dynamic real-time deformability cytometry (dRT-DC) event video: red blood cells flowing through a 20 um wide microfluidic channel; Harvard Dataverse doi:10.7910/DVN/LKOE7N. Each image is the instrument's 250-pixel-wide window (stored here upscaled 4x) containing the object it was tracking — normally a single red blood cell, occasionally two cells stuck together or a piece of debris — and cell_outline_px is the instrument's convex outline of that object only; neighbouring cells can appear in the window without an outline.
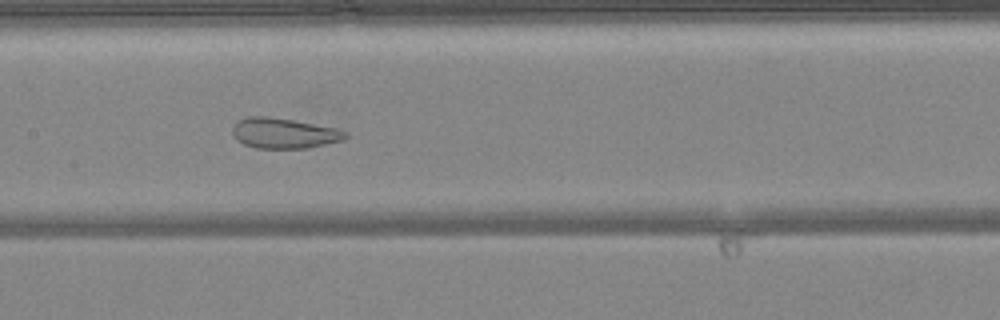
{"species": "common noctule bat (a hibernating species)", "species_latin": "Nyctalus noctula", "temperature_condition": "warm", "stored_images_in_passage": 49, "camera_frame_rate_fps": 3000, "um_per_image_px": 0.085, "animal": {"sex": "female", "body_mass_g": 24.6, "forearm_length_mm": 56.2}, "frame": {"image": 1, "passage_image": 24, "time_ms": 7.667, "image_size_px": [1000, 320], "cell_outline_px": [[348, 136], [340, 140], [308, 148], [256, 148], [244, 144], [236, 140], [232, 132], [232, 128], [236, 120], [244, 116], [268, 116], [292, 120], [336, 128], [348, 132]], "centroid_in_image_um": [24.07, 11.31], "position_along_channel_um": 183.3, "area_um2": 20.0}}
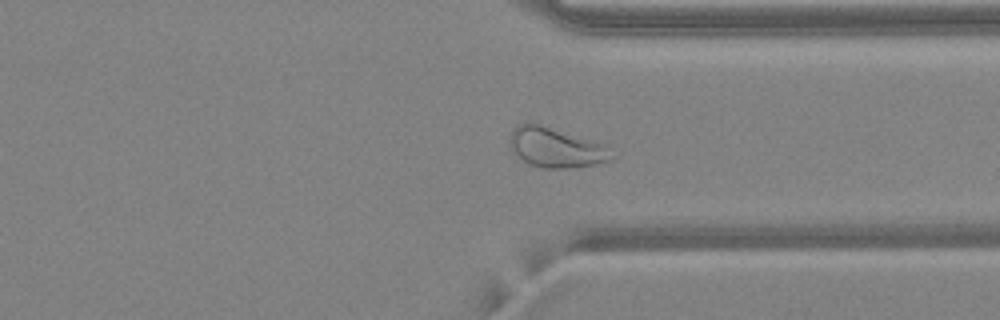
{"frame": {"image": 2, "passage_image": 37, "time_ms": 12.0, "image_size_px": [1000, 320], "cell_outline_px": [[616, 156], [612, 160], [596, 164], [568, 168], [544, 168], [528, 164], [512, 152], [508, 144], [508, 140], [512, 128], [520, 124], [540, 124], [608, 144]], "centroid_in_image_um": [47.29, 12.55], "position_along_channel_um": 364.1, "area_um2": 24.16}}
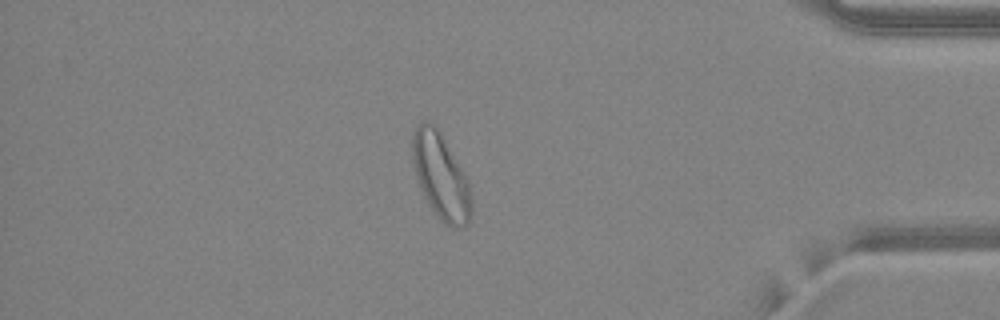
{"frame": {"image": 3, "passage_image": 42, "time_ms": 13.667, "image_size_px": [1000, 320], "cell_outline_px": [[472, 220], [464, 228], [452, 228], [444, 224], [436, 216], [424, 196], [420, 188], [412, 164], [412, 132], [416, 124], [420, 120], [428, 120], [436, 128], [464, 172], [468, 180], [472, 204]], "centroid_in_image_um": [37.46, 15.03], "position_along_channel_um": 397.7, "area_um2": 29.77}, "authors_computed_cell_mechanics": {"area_um2": 28.2064, "velocity_mm_per_s": 4.1765, "shape_relaxation_time_tau1_ms": null, "shape_relaxation_time_tau2_ms": 0.4646, "deformation_change_tau1": null, "deformation_change_tau2": 0.0662}}